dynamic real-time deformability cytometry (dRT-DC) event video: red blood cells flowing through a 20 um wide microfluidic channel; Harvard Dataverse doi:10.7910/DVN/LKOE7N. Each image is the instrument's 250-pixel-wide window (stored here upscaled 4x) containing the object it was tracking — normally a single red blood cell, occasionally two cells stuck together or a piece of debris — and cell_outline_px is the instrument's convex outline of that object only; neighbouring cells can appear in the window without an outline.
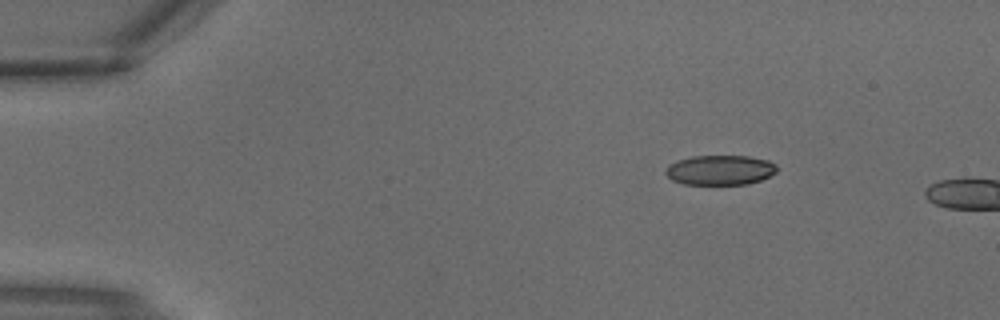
{"species": "common noctule bat (a hibernating species)", "species_latin": "Nyctalus noctula", "temperature_condition": "warm", "stored_images_in_passage": 2, "camera_frame_rate_fps": 3000, "um_per_image_px": 0.085, "animal": {"sex": "male", "body_mass_g": 18.8}, "frame": {"image": 1, "passage_image": 1, "time_ms": 0.0, "image_size_px": [1000, 320], "cell_outline_px": [[776, 172], [760, 180], [748, 184], [684, 184], [672, 180], [664, 172], [668, 164], [676, 160], [692, 156], [748, 156], [768, 160], [776, 164]], "centroid_in_image_um": [61.18, 14.45], "position_along_channel_um": 23.8, "area_um2": 19.36}}